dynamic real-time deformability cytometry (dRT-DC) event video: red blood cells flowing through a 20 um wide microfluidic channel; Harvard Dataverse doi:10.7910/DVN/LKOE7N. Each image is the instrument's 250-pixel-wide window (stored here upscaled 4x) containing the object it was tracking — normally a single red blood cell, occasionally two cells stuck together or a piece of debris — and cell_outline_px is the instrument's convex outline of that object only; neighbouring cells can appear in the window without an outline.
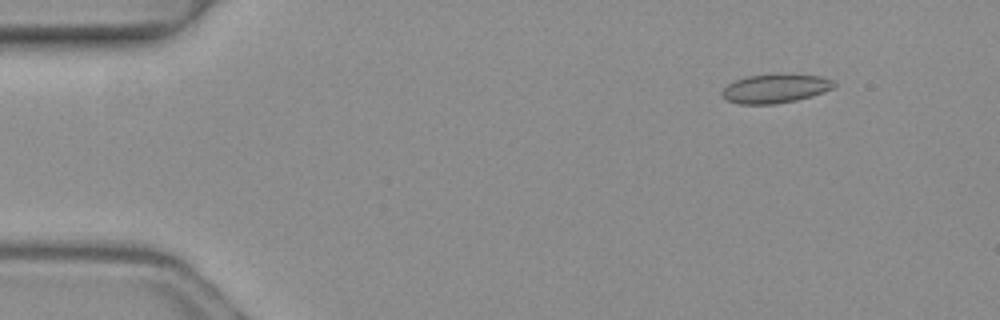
{"species": "common noctule bat (a hibernating species)", "species_latin": "Nyctalus noctula", "temperature_condition": "warm", "stored_images_in_passage": 5, "camera_frame_rate_fps": 3000, "um_per_image_px": 0.085, "animal": {"sex": "female", "body_mass_g": 19.3, "forearm_length_mm": 54.1}, "frame": {"image": 1, "passage_image": 2, "time_ms": 0.333, "image_size_px": [1000, 320], "cell_outline_px": [[836, 84], [832, 88], [812, 96], [796, 100], [776, 104], [740, 104], [728, 100], [720, 96], [720, 92], [728, 84], [736, 80], [748, 76], [776, 72], [792, 72], [820, 76], [832, 80]], "centroid_in_image_um": [65.9, 7.49], "position_along_channel_um": 19.1, "area_um2": 19.42}}